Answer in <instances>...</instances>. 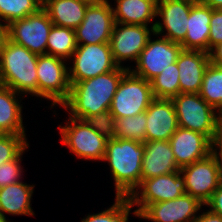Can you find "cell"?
Returning <instances> with one entry per match:
<instances>
[{"label":"cell","instance_id":"11","mask_svg":"<svg viewBox=\"0 0 222 222\" xmlns=\"http://www.w3.org/2000/svg\"><path fill=\"white\" fill-rule=\"evenodd\" d=\"M146 47L140 52L136 67L129 69L133 74L150 81L159 75L169 65L176 63L183 47L180 43L172 42L167 38L154 34ZM159 37V38H158Z\"/></svg>","mask_w":222,"mask_h":222},{"label":"cell","instance_id":"37","mask_svg":"<svg viewBox=\"0 0 222 222\" xmlns=\"http://www.w3.org/2000/svg\"><path fill=\"white\" fill-rule=\"evenodd\" d=\"M212 153L217 158L222 182V131H220L219 135L212 142Z\"/></svg>","mask_w":222,"mask_h":222},{"label":"cell","instance_id":"12","mask_svg":"<svg viewBox=\"0 0 222 222\" xmlns=\"http://www.w3.org/2000/svg\"><path fill=\"white\" fill-rule=\"evenodd\" d=\"M154 34V26L152 25L115 23L109 42L115 63L119 67L131 69V66H124V62L134 61L135 64L140 52L146 47L149 39Z\"/></svg>","mask_w":222,"mask_h":222},{"label":"cell","instance_id":"41","mask_svg":"<svg viewBox=\"0 0 222 222\" xmlns=\"http://www.w3.org/2000/svg\"><path fill=\"white\" fill-rule=\"evenodd\" d=\"M200 2L212 9H222V0H201Z\"/></svg>","mask_w":222,"mask_h":222},{"label":"cell","instance_id":"31","mask_svg":"<svg viewBox=\"0 0 222 222\" xmlns=\"http://www.w3.org/2000/svg\"><path fill=\"white\" fill-rule=\"evenodd\" d=\"M146 112L116 119L115 138L145 142Z\"/></svg>","mask_w":222,"mask_h":222},{"label":"cell","instance_id":"42","mask_svg":"<svg viewBox=\"0 0 222 222\" xmlns=\"http://www.w3.org/2000/svg\"><path fill=\"white\" fill-rule=\"evenodd\" d=\"M80 1H84L90 5V4H100L109 0H80Z\"/></svg>","mask_w":222,"mask_h":222},{"label":"cell","instance_id":"26","mask_svg":"<svg viewBox=\"0 0 222 222\" xmlns=\"http://www.w3.org/2000/svg\"><path fill=\"white\" fill-rule=\"evenodd\" d=\"M77 48L75 30L53 25L47 39V54L70 60Z\"/></svg>","mask_w":222,"mask_h":222},{"label":"cell","instance_id":"28","mask_svg":"<svg viewBox=\"0 0 222 222\" xmlns=\"http://www.w3.org/2000/svg\"><path fill=\"white\" fill-rule=\"evenodd\" d=\"M155 98L172 99L180 93L179 68L173 63L159 75L150 80Z\"/></svg>","mask_w":222,"mask_h":222},{"label":"cell","instance_id":"9","mask_svg":"<svg viewBox=\"0 0 222 222\" xmlns=\"http://www.w3.org/2000/svg\"><path fill=\"white\" fill-rule=\"evenodd\" d=\"M185 193V179L178 171L143 179L129 199L132 207H138L133 213L140 214L149 204L173 200Z\"/></svg>","mask_w":222,"mask_h":222},{"label":"cell","instance_id":"14","mask_svg":"<svg viewBox=\"0 0 222 222\" xmlns=\"http://www.w3.org/2000/svg\"><path fill=\"white\" fill-rule=\"evenodd\" d=\"M190 0H157L155 34L181 43L187 34V25L191 7ZM163 33V34H162Z\"/></svg>","mask_w":222,"mask_h":222},{"label":"cell","instance_id":"17","mask_svg":"<svg viewBox=\"0 0 222 222\" xmlns=\"http://www.w3.org/2000/svg\"><path fill=\"white\" fill-rule=\"evenodd\" d=\"M179 169L212 153V141L204 134L178 127L169 140Z\"/></svg>","mask_w":222,"mask_h":222},{"label":"cell","instance_id":"27","mask_svg":"<svg viewBox=\"0 0 222 222\" xmlns=\"http://www.w3.org/2000/svg\"><path fill=\"white\" fill-rule=\"evenodd\" d=\"M199 95L219 113L222 112V67L210 62L204 73Z\"/></svg>","mask_w":222,"mask_h":222},{"label":"cell","instance_id":"2","mask_svg":"<svg viewBox=\"0 0 222 222\" xmlns=\"http://www.w3.org/2000/svg\"><path fill=\"white\" fill-rule=\"evenodd\" d=\"M143 143L108 139L103 162H108L114 180L115 196L129 197L141 183Z\"/></svg>","mask_w":222,"mask_h":222},{"label":"cell","instance_id":"44","mask_svg":"<svg viewBox=\"0 0 222 222\" xmlns=\"http://www.w3.org/2000/svg\"><path fill=\"white\" fill-rule=\"evenodd\" d=\"M221 115V131H222V112L220 113Z\"/></svg>","mask_w":222,"mask_h":222},{"label":"cell","instance_id":"20","mask_svg":"<svg viewBox=\"0 0 222 222\" xmlns=\"http://www.w3.org/2000/svg\"><path fill=\"white\" fill-rule=\"evenodd\" d=\"M176 63L179 68L180 93H199L204 73L210 64L209 53L182 50Z\"/></svg>","mask_w":222,"mask_h":222},{"label":"cell","instance_id":"35","mask_svg":"<svg viewBox=\"0 0 222 222\" xmlns=\"http://www.w3.org/2000/svg\"><path fill=\"white\" fill-rule=\"evenodd\" d=\"M220 43H222V9H212L208 38V53Z\"/></svg>","mask_w":222,"mask_h":222},{"label":"cell","instance_id":"13","mask_svg":"<svg viewBox=\"0 0 222 222\" xmlns=\"http://www.w3.org/2000/svg\"><path fill=\"white\" fill-rule=\"evenodd\" d=\"M186 193L206 204L221 183L217 158L213 153L180 169Z\"/></svg>","mask_w":222,"mask_h":222},{"label":"cell","instance_id":"36","mask_svg":"<svg viewBox=\"0 0 222 222\" xmlns=\"http://www.w3.org/2000/svg\"><path fill=\"white\" fill-rule=\"evenodd\" d=\"M209 210L217 215L222 216V182L212 194L211 199L205 204Z\"/></svg>","mask_w":222,"mask_h":222},{"label":"cell","instance_id":"1","mask_svg":"<svg viewBox=\"0 0 222 222\" xmlns=\"http://www.w3.org/2000/svg\"><path fill=\"white\" fill-rule=\"evenodd\" d=\"M128 70L118 66L108 73L72 84L68 99L60 107L70 117L81 120L109 110L119 82Z\"/></svg>","mask_w":222,"mask_h":222},{"label":"cell","instance_id":"4","mask_svg":"<svg viewBox=\"0 0 222 222\" xmlns=\"http://www.w3.org/2000/svg\"><path fill=\"white\" fill-rule=\"evenodd\" d=\"M179 127L206 135L212 142L221 131V115L199 93H179L171 99Z\"/></svg>","mask_w":222,"mask_h":222},{"label":"cell","instance_id":"21","mask_svg":"<svg viewBox=\"0 0 222 222\" xmlns=\"http://www.w3.org/2000/svg\"><path fill=\"white\" fill-rule=\"evenodd\" d=\"M212 8L195 2L189 13L187 34L180 43L183 50L203 51L208 53V38Z\"/></svg>","mask_w":222,"mask_h":222},{"label":"cell","instance_id":"5","mask_svg":"<svg viewBox=\"0 0 222 222\" xmlns=\"http://www.w3.org/2000/svg\"><path fill=\"white\" fill-rule=\"evenodd\" d=\"M67 120L63 126H58L61 144L78 159L102 162L108 139L93 129L86 120L70 116Z\"/></svg>","mask_w":222,"mask_h":222},{"label":"cell","instance_id":"15","mask_svg":"<svg viewBox=\"0 0 222 222\" xmlns=\"http://www.w3.org/2000/svg\"><path fill=\"white\" fill-rule=\"evenodd\" d=\"M114 24L109 1L88 5L82 23L75 29L77 45L109 43Z\"/></svg>","mask_w":222,"mask_h":222},{"label":"cell","instance_id":"30","mask_svg":"<svg viewBox=\"0 0 222 222\" xmlns=\"http://www.w3.org/2000/svg\"><path fill=\"white\" fill-rule=\"evenodd\" d=\"M114 200L111 207L96 214L88 213L80 222H128L133 209L129 197L115 196Z\"/></svg>","mask_w":222,"mask_h":222},{"label":"cell","instance_id":"25","mask_svg":"<svg viewBox=\"0 0 222 222\" xmlns=\"http://www.w3.org/2000/svg\"><path fill=\"white\" fill-rule=\"evenodd\" d=\"M88 5L80 0H42V8L54 25L74 30L82 23Z\"/></svg>","mask_w":222,"mask_h":222},{"label":"cell","instance_id":"38","mask_svg":"<svg viewBox=\"0 0 222 222\" xmlns=\"http://www.w3.org/2000/svg\"><path fill=\"white\" fill-rule=\"evenodd\" d=\"M193 222H222V216L211 212L209 209L201 214L199 213L197 218Z\"/></svg>","mask_w":222,"mask_h":222},{"label":"cell","instance_id":"6","mask_svg":"<svg viewBox=\"0 0 222 222\" xmlns=\"http://www.w3.org/2000/svg\"><path fill=\"white\" fill-rule=\"evenodd\" d=\"M67 60L50 54L38 55V98L51 101V107L61 106L69 96L71 84Z\"/></svg>","mask_w":222,"mask_h":222},{"label":"cell","instance_id":"16","mask_svg":"<svg viewBox=\"0 0 222 222\" xmlns=\"http://www.w3.org/2000/svg\"><path fill=\"white\" fill-rule=\"evenodd\" d=\"M202 206L205 204L199 199L185 193L173 200L149 204L140 214H132L151 222H193Z\"/></svg>","mask_w":222,"mask_h":222},{"label":"cell","instance_id":"18","mask_svg":"<svg viewBox=\"0 0 222 222\" xmlns=\"http://www.w3.org/2000/svg\"><path fill=\"white\" fill-rule=\"evenodd\" d=\"M145 112V141H169L179 127L172 100L155 98Z\"/></svg>","mask_w":222,"mask_h":222},{"label":"cell","instance_id":"7","mask_svg":"<svg viewBox=\"0 0 222 222\" xmlns=\"http://www.w3.org/2000/svg\"><path fill=\"white\" fill-rule=\"evenodd\" d=\"M154 99L150 81L128 70L119 82L109 110L116 119L135 116L145 112Z\"/></svg>","mask_w":222,"mask_h":222},{"label":"cell","instance_id":"22","mask_svg":"<svg viewBox=\"0 0 222 222\" xmlns=\"http://www.w3.org/2000/svg\"><path fill=\"white\" fill-rule=\"evenodd\" d=\"M23 95L0 84V133L24 135L26 130L23 122ZM22 98V99H21ZM20 99V100H19Z\"/></svg>","mask_w":222,"mask_h":222},{"label":"cell","instance_id":"32","mask_svg":"<svg viewBox=\"0 0 222 222\" xmlns=\"http://www.w3.org/2000/svg\"><path fill=\"white\" fill-rule=\"evenodd\" d=\"M24 135L0 133V165L15 159L28 145Z\"/></svg>","mask_w":222,"mask_h":222},{"label":"cell","instance_id":"45","mask_svg":"<svg viewBox=\"0 0 222 222\" xmlns=\"http://www.w3.org/2000/svg\"><path fill=\"white\" fill-rule=\"evenodd\" d=\"M190 1H193V2H200L201 0H190Z\"/></svg>","mask_w":222,"mask_h":222},{"label":"cell","instance_id":"3","mask_svg":"<svg viewBox=\"0 0 222 222\" xmlns=\"http://www.w3.org/2000/svg\"><path fill=\"white\" fill-rule=\"evenodd\" d=\"M37 61V54L7 38L0 51V84L38 97Z\"/></svg>","mask_w":222,"mask_h":222},{"label":"cell","instance_id":"10","mask_svg":"<svg viewBox=\"0 0 222 222\" xmlns=\"http://www.w3.org/2000/svg\"><path fill=\"white\" fill-rule=\"evenodd\" d=\"M53 25L47 12L40 8L36 13L8 24V39L37 55L47 54V39Z\"/></svg>","mask_w":222,"mask_h":222},{"label":"cell","instance_id":"8","mask_svg":"<svg viewBox=\"0 0 222 222\" xmlns=\"http://www.w3.org/2000/svg\"><path fill=\"white\" fill-rule=\"evenodd\" d=\"M68 65L70 84L94 78L115 70L109 43L77 45Z\"/></svg>","mask_w":222,"mask_h":222},{"label":"cell","instance_id":"39","mask_svg":"<svg viewBox=\"0 0 222 222\" xmlns=\"http://www.w3.org/2000/svg\"><path fill=\"white\" fill-rule=\"evenodd\" d=\"M210 62L216 66L222 67V43L216 45L210 52Z\"/></svg>","mask_w":222,"mask_h":222},{"label":"cell","instance_id":"24","mask_svg":"<svg viewBox=\"0 0 222 222\" xmlns=\"http://www.w3.org/2000/svg\"><path fill=\"white\" fill-rule=\"evenodd\" d=\"M35 185L18 182L0 188V213L6 218L9 215L34 216L31 207L32 195Z\"/></svg>","mask_w":222,"mask_h":222},{"label":"cell","instance_id":"29","mask_svg":"<svg viewBox=\"0 0 222 222\" xmlns=\"http://www.w3.org/2000/svg\"><path fill=\"white\" fill-rule=\"evenodd\" d=\"M42 8V0H0V20L6 25Z\"/></svg>","mask_w":222,"mask_h":222},{"label":"cell","instance_id":"34","mask_svg":"<svg viewBox=\"0 0 222 222\" xmlns=\"http://www.w3.org/2000/svg\"><path fill=\"white\" fill-rule=\"evenodd\" d=\"M86 121L93 129L107 139L115 138L116 118L110 110L94 114L88 117Z\"/></svg>","mask_w":222,"mask_h":222},{"label":"cell","instance_id":"43","mask_svg":"<svg viewBox=\"0 0 222 222\" xmlns=\"http://www.w3.org/2000/svg\"><path fill=\"white\" fill-rule=\"evenodd\" d=\"M0 222H11L0 213Z\"/></svg>","mask_w":222,"mask_h":222},{"label":"cell","instance_id":"19","mask_svg":"<svg viewBox=\"0 0 222 222\" xmlns=\"http://www.w3.org/2000/svg\"><path fill=\"white\" fill-rule=\"evenodd\" d=\"M143 146L144 156L142 160L141 181L180 171L169 141H145Z\"/></svg>","mask_w":222,"mask_h":222},{"label":"cell","instance_id":"33","mask_svg":"<svg viewBox=\"0 0 222 222\" xmlns=\"http://www.w3.org/2000/svg\"><path fill=\"white\" fill-rule=\"evenodd\" d=\"M29 148L28 145L15 159L0 165V188L22 181L21 178H23L24 172L21 165L23 161L22 156Z\"/></svg>","mask_w":222,"mask_h":222},{"label":"cell","instance_id":"23","mask_svg":"<svg viewBox=\"0 0 222 222\" xmlns=\"http://www.w3.org/2000/svg\"><path fill=\"white\" fill-rule=\"evenodd\" d=\"M114 4L111 3L115 23L155 25L157 0H114Z\"/></svg>","mask_w":222,"mask_h":222},{"label":"cell","instance_id":"40","mask_svg":"<svg viewBox=\"0 0 222 222\" xmlns=\"http://www.w3.org/2000/svg\"><path fill=\"white\" fill-rule=\"evenodd\" d=\"M7 38V25L0 20V51L3 48L4 42Z\"/></svg>","mask_w":222,"mask_h":222}]
</instances>
